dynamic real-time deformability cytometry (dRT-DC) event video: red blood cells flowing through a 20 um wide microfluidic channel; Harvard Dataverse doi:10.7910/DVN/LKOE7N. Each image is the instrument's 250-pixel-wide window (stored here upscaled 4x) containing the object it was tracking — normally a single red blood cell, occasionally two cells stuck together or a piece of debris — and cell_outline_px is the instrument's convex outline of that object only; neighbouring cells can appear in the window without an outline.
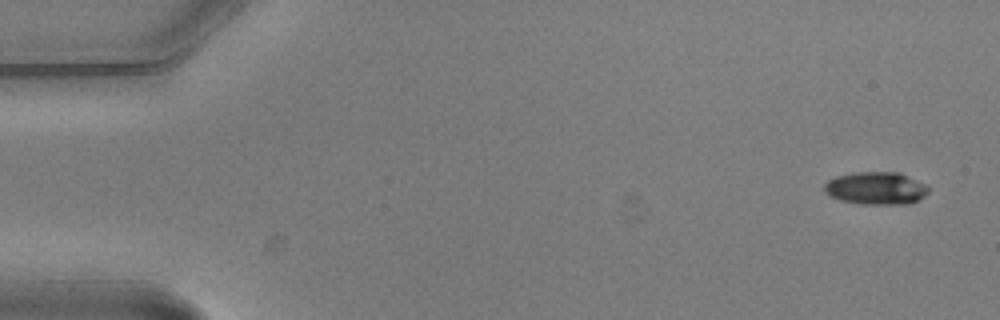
{"species": "common noctule bat (a hibernating species)", "species_latin": "Nyctalus noctula", "temperature_condition": "warm", "stored_images_in_passage": 6, "segment_of_instrument_passage": [1, 2], "camera_frame_rate_fps": 3000, "um_per_image_px": 0.085, "animal": {"sex": "male", "body_mass_g": 20.5, "forearm_length_mm": 52.5}, "frame": {"image": 1, "passage_image": 1, "time_ms": 0.0, "image_size_px": [1000, 320], "cell_outline_px": [[928, 192], [920, 200], [912, 204], [860, 204], [840, 200], [828, 196], [824, 192], [824, 184], [828, 180], [836, 176], [852, 172], [900, 172], [924, 184], [928, 188]], "centroid_in_image_um": [74.43, 16.01], "position_along_channel_um": 10.6, "area_um2": 20.06}}
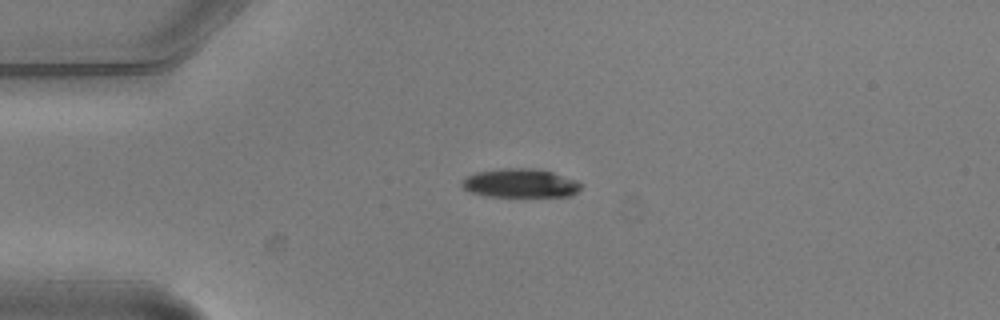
{"frame": {"image": 2, "passage_image": 4, "time_ms": 1.0, "image_size_px": [1000, 320], "cell_outline_px": [[584, 184], [572, 196], [488, 196], [472, 192], [464, 188], [460, 184], [460, 180], [476, 172], [500, 168], [532, 168], [552, 172], [576, 180]], "centroid_in_image_um": [44.22, 15.56], "position_along_channel_um": 40.8, "area_um2": 19.94}}